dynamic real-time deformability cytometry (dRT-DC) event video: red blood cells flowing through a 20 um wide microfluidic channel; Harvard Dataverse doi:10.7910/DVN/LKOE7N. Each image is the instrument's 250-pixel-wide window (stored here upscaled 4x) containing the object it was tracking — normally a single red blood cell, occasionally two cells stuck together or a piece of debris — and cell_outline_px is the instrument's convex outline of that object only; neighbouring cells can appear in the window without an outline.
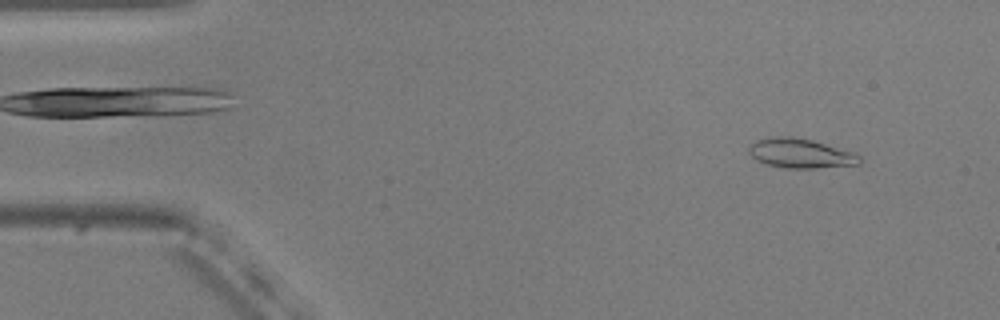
{"species": "common noctule bat (a hibernating species)", "species_latin": "Nyctalus noctula", "temperature_condition": "warm", "stored_images_in_passage": 52, "camera_frame_rate_fps": 3000, "um_per_image_px": 0.085, "animal": {"sex": "male", "body_mass_g": 20.5, "forearm_length_mm": 52.5}, "frame": {"image": 1, "passage_image": 3, "time_ms": 0.667, "image_size_px": [1000, 320], "cell_outline_px": [[860, 164], [816, 168], [784, 168], [768, 164], [756, 160], [748, 152], [748, 148], [756, 140], [768, 136], [792, 136], [812, 140], [852, 152], [860, 156]], "centroid_in_image_um": [68.0, 13.02], "position_along_channel_um": 17.0, "area_um2": 18.96}}
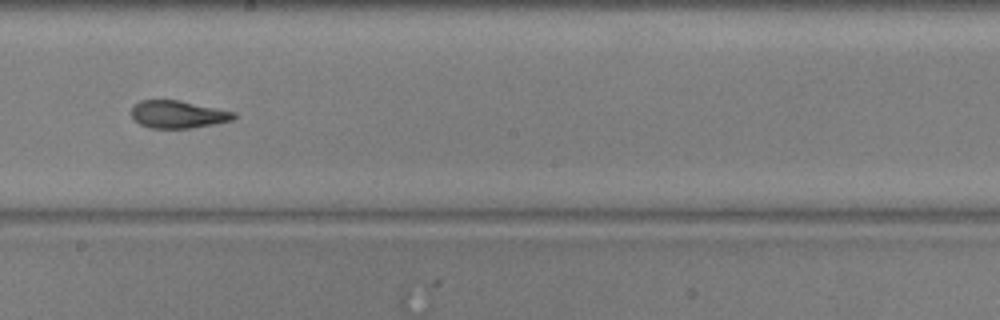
{"frame": {"image": 2, "passage_image": 28, "time_ms": 9.0, "image_size_px": [1000, 320], "cell_outline_px": [[236, 116], [232, 120], [212, 124], [188, 128], [148, 128], [132, 120], [132, 108], [140, 100], [180, 100], [236, 112]], "centroid_in_image_um": [15.11, 9.72], "position_along_channel_um": 233.1, "area_um2": 16.42}}
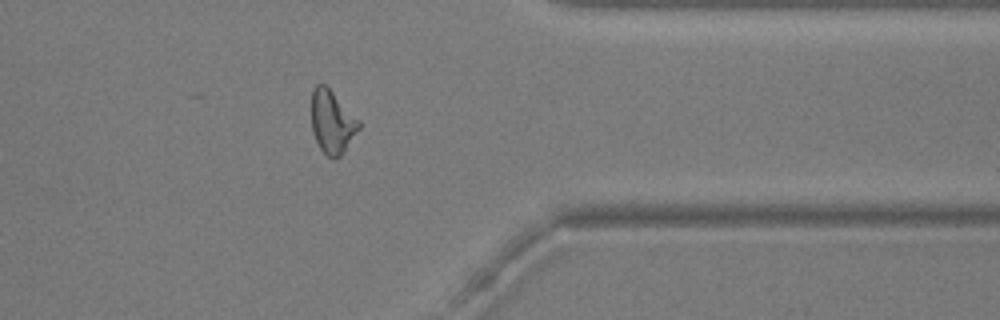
{"frame": {"image": 3, "passage_image": 41, "time_ms": 13.333, "image_size_px": [1000, 320], "cell_outline_px": [[360, 128], [344, 152], [340, 156], [332, 160], [320, 148], [312, 132], [312, 88], [316, 84], [324, 84], [360, 120]], "centroid_in_image_um": [28.23, 10.38], "position_along_channel_um": 383.2, "area_um2": 17.34}, "authors_computed_cell_mechanics": {"area_um2": 17.7157, "velocity_mm_per_s": 3.7361, "shape_relaxation_time_tau1_ms": 4.6806, "shape_relaxation_time_tau2_ms": 1.9058, "deformation_change_tau1": 0.1707, "deformation_change_tau2": 0.0964}}